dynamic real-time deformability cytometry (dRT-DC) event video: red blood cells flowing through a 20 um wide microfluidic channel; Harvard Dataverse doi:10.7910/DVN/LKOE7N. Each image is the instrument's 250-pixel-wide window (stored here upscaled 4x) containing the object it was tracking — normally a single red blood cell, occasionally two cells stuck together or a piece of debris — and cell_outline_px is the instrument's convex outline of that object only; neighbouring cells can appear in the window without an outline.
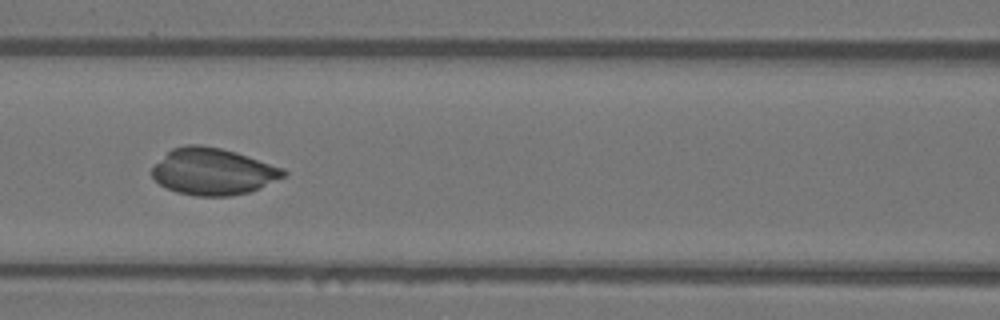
{"species": "Egyptian fruit bat (a non-hibernating species)", "species_latin": "Rousettus aegyptiacus", "temperature_condition": "warm", "stored_images_in_passage": 39, "camera_frame_rate_fps": 3000, "um_per_image_px": 0.085, "animal": {"sex": "female"}, "frame": {"image": 1, "passage_image": 12, "time_ms": 3.667, "image_size_px": [1000, 320], "cell_outline_px": [[288, 172], [284, 176], [260, 188], [248, 192], [228, 196], [196, 196], [176, 192], [160, 184], [152, 176], [152, 168], [172, 148], [188, 144], [200, 144], [220, 148], [236, 152], [284, 168]], "centroid_in_image_um": [18.12, 14.58], "position_along_channel_um": 148.5, "area_um2": 35.55}}
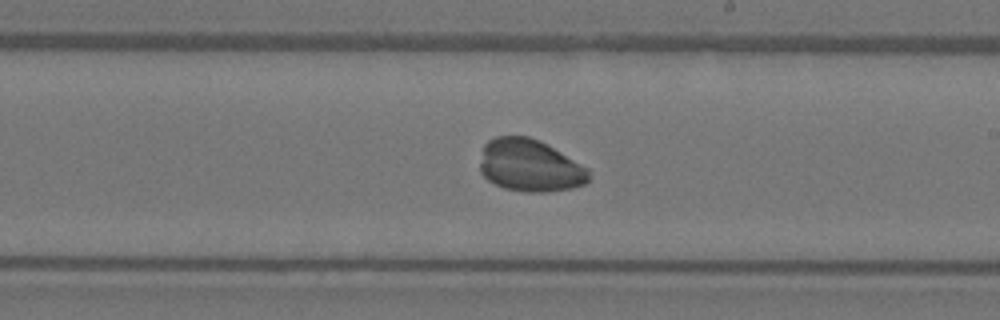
{"frame": {"image": 2, "passage_image": 19, "time_ms": 6.0, "image_size_px": [1000, 320], "cell_outline_px": [[588, 180], [584, 184], [572, 188], [544, 192], [524, 192], [504, 188], [488, 180], [480, 172], [480, 164], [484, 144], [488, 140], [496, 136], [528, 136], [540, 140], [588, 168]], "centroid_in_image_um": [45.02, 14.07], "position_along_channel_um": 244.0, "area_um2": 33.12}}
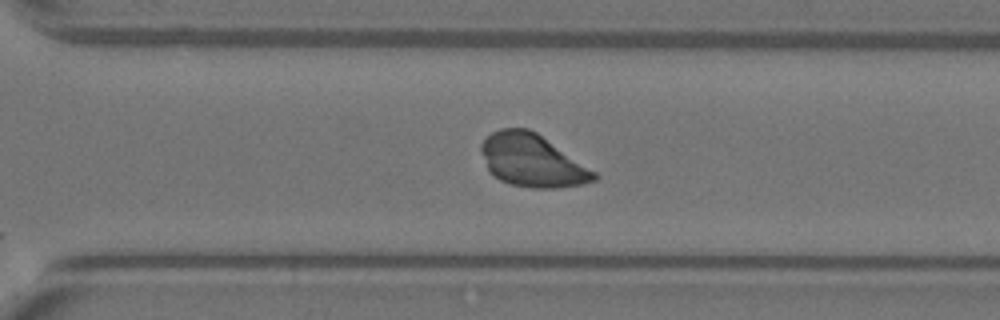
{"frame": {"image": 3, "passage_image": 25, "time_ms": 8.0, "image_size_px": [1000, 320], "cell_outline_px": [[600, 176], [596, 180], [584, 184], [556, 188], [532, 188], [512, 184], [500, 180], [488, 172], [480, 152], [480, 144], [492, 132], [500, 128], [528, 128], [536, 132], [596, 172]], "centroid_in_image_um": [45.21, 13.65], "position_along_channel_um": 325.4, "area_um2": 34.62}}